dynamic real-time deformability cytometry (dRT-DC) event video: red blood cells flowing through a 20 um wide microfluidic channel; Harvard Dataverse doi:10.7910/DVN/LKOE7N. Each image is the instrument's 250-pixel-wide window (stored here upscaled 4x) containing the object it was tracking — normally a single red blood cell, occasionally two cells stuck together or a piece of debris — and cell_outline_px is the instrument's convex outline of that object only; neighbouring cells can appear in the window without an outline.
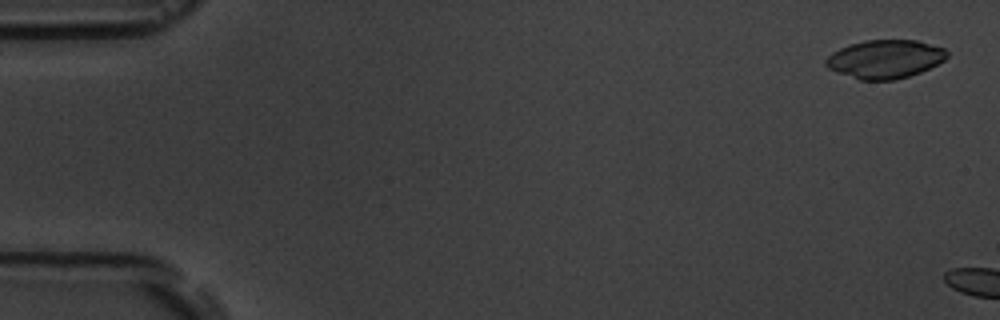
{"species": "common noctule bat (a hibernating species)", "species_latin": "Nyctalus noctula", "temperature_condition": "room temperature", "stored_images_in_passage": 2, "camera_frame_rate_fps": 3000, "um_per_image_px": 0.085, "animal": {"sex": "male", "body_mass_g": 19.5, "forearm_length_mm": 54.6}, "frame": {"image": 1, "passage_image": 1, "time_ms": 0.0, "image_size_px": [1000, 320], "cell_outline_px": [[948, 56], [944, 60], [920, 72], [896, 80], [860, 80], [836, 72], [828, 68], [824, 64], [824, 60], [832, 52], [848, 44], [864, 40], [916, 40], [944, 48], [948, 52]], "centroid_in_image_um": [75.19, 5.02], "position_along_channel_um": 9.8, "area_um2": 27.22}}